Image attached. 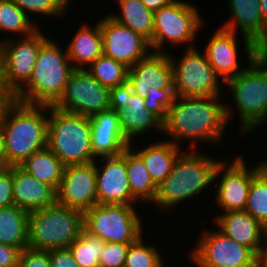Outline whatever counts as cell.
<instances>
[{
  "mask_svg": "<svg viewBox=\"0 0 267 267\" xmlns=\"http://www.w3.org/2000/svg\"><path fill=\"white\" fill-rule=\"evenodd\" d=\"M220 99L221 95L196 98L176 96L167 110L163 135L177 145L188 141L191 143L188 148L192 150L199 148V141L220 145L229 123L224 104L227 102Z\"/></svg>",
  "mask_w": 267,
  "mask_h": 267,
  "instance_id": "cell-1",
  "label": "cell"
},
{
  "mask_svg": "<svg viewBox=\"0 0 267 267\" xmlns=\"http://www.w3.org/2000/svg\"><path fill=\"white\" fill-rule=\"evenodd\" d=\"M49 105H29L7 98L0 106L5 167L20 166L47 147Z\"/></svg>",
  "mask_w": 267,
  "mask_h": 267,
  "instance_id": "cell-2",
  "label": "cell"
},
{
  "mask_svg": "<svg viewBox=\"0 0 267 267\" xmlns=\"http://www.w3.org/2000/svg\"><path fill=\"white\" fill-rule=\"evenodd\" d=\"M245 63L243 71L224 82L236 106L231 108L225 103L226 117L229 122L235 117L233 112L238 113L240 137L252 135L267 125V51H261L251 62Z\"/></svg>",
  "mask_w": 267,
  "mask_h": 267,
  "instance_id": "cell-3",
  "label": "cell"
},
{
  "mask_svg": "<svg viewBox=\"0 0 267 267\" xmlns=\"http://www.w3.org/2000/svg\"><path fill=\"white\" fill-rule=\"evenodd\" d=\"M219 162L220 158H212L202 150H183L174 162L170 174L157 186L153 202L155 208H160V212H171L179 204L195 199L205 190L207 192L210 185L214 184V172Z\"/></svg>",
  "mask_w": 267,
  "mask_h": 267,
  "instance_id": "cell-4",
  "label": "cell"
},
{
  "mask_svg": "<svg viewBox=\"0 0 267 267\" xmlns=\"http://www.w3.org/2000/svg\"><path fill=\"white\" fill-rule=\"evenodd\" d=\"M60 44L48 35L41 44L29 81L12 97L13 100L52 106L59 99L74 70L66 48L61 50Z\"/></svg>",
  "mask_w": 267,
  "mask_h": 267,
  "instance_id": "cell-5",
  "label": "cell"
},
{
  "mask_svg": "<svg viewBox=\"0 0 267 267\" xmlns=\"http://www.w3.org/2000/svg\"><path fill=\"white\" fill-rule=\"evenodd\" d=\"M128 83L132 91L145 100V106L162 123L176 97L173 67L168 53L152 52L129 68Z\"/></svg>",
  "mask_w": 267,
  "mask_h": 267,
  "instance_id": "cell-6",
  "label": "cell"
},
{
  "mask_svg": "<svg viewBox=\"0 0 267 267\" xmlns=\"http://www.w3.org/2000/svg\"><path fill=\"white\" fill-rule=\"evenodd\" d=\"M47 147L65 166L94 162L90 117L49 106Z\"/></svg>",
  "mask_w": 267,
  "mask_h": 267,
  "instance_id": "cell-7",
  "label": "cell"
},
{
  "mask_svg": "<svg viewBox=\"0 0 267 267\" xmlns=\"http://www.w3.org/2000/svg\"><path fill=\"white\" fill-rule=\"evenodd\" d=\"M84 229V212L58 204L30 211L28 247L50 250L69 247Z\"/></svg>",
  "mask_w": 267,
  "mask_h": 267,
  "instance_id": "cell-8",
  "label": "cell"
},
{
  "mask_svg": "<svg viewBox=\"0 0 267 267\" xmlns=\"http://www.w3.org/2000/svg\"><path fill=\"white\" fill-rule=\"evenodd\" d=\"M199 9L190 2L175 0L169 6L154 12L151 49L155 53H168L165 43L185 49L196 47L194 42L202 31L203 21ZM203 23V24H202ZM181 45V46H180ZM187 45V46H186ZM165 48V49H164Z\"/></svg>",
  "mask_w": 267,
  "mask_h": 267,
  "instance_id": "cell-9",
  "label": "cell"
},
{
  "mask_svg": "<svg viewBox=\"0 0 267 267\" xmlns=\"http://www.w3.org/2000/svg\"><path fill=\"white\" fill-rule=\"evenodd\" d=\"M137 211L135 204H96L84 212V229L104 242L132 244L146 230Z\"/></svg>",
  "mask_w": 267,
  "mask_h": 267,
  "instance_id": "cell-10",
  "label": "cell"
},
{
  "mask_svg": "<svg viewBox=\"0 0 267 267\" xmlns=\"http://www.w3.org/2000/svg\"><path fill=\"white\" fill-rule=\"evenodd\" d=\"M40 30L0 43V90L7 98H12L31 77L41 44L48 38Z\"/></svg>",
  "mask_w": 267,
  "mask_h": 267,
  "instance_id": "cell-11",
  "label": "cell"
},
{
  "mask_svg": "<svg viewBox=\"0 0 267 267\" xmlns=\"http://www.w3.org/2000/svg\"><path fill=\"white\" fill-rule=\"evenodd\" d=\"M197 48L184 50L179 58L171 51L168 53L173 67L175 95L191 98L222 95L224 81L209 64L204 52Z\"/></svg>",
  "mask_w": 267,
  "mask_h": 267,
  "instance_id": "cell-12",
  "label": "cell"
},
{
  "mask_svg": "<svg viewBox=\"0 0 267 267\" xmlns=\"http://www.w3.org/2000/svg\"><path fill=\"white\" fill-rule=\"evenodd\" d=\"M257 162L252 167L247 166L244 155L241 154L232 158L231 163L221 158L216 166L213 179L214 188L217 187L214 201L221 212L245 210L251 181L267 164V159Z\"/></svg>",
  "mask_w": 267,
  "mask_h": 267,
  "instance_id": "cell-13",
  "label": "cell"
},
{
  "mask_svg": "<svg viewBox=\"0 0 267 267\" xmlns=\"http://www.w3.org/2000/svg\"><path fill=\"white\" fill-rule=\"evenodd\" d=\"M200 229L189 259L198 267H255L256 254L216 229Z\"/></svg>",
  "mask_w": 267,
  "mask_h": 267,
  "instance_id": "cell-14",
  "label": "cell"
},
{
  "mask_svg": "<svg viewBox=\"0 0 267 267\" xmlns=\"http://www.w3.org/2000/svg\"><path fill=\"white\" fill-rule=\"evenodd\" d=\"M55 109L91 117L110 109V89L99 83L86 69H74Z\"/></svg>",
  "mask_w": 267,
  "mask_h": 267,
  "instance_id": "cell-15",
  "label": "cell"
},
{
  "mask_svg": "<svg viewBox=\"0 0 267 267\" xmlns=\"http://www.w3.org/2000/svg\"><path fill=\"white\" fill-rule=\"evenodd\" d=\"M110 109L117 111L121 129L129 144L138 146L135 139L137 141L141 136L145 137L151 130V133H163V123L149 112L145 100L132 91L128 81L110 89Z\"/></svg>",
  "mask_w": 267,
  "mask_h": 267,
  "instance_id": "cell-16",
  "label": "cell"
},
{
  "mask_svg": "<svg viewBox=\"0 0 267 267\" xmlns=\"http://www.w3.org/2000/svg\"><path fill=\"white\" fill-rule=\"evenodd\" d=\"M227 1L231 17L220 27L241 33L245 58L247 62H251L261 51H267V28L263 24L260 0ZM238 30L240 32H236Z\"/></svg>",
  "mask_w": 267,
  "mask_h": 267,
  "instance_id": "cell-17",
  "label": "cell"
},
{
  "mask_svg": "<svg viewBox=\"0 0 267 267\" xmlns=\"http://www.w3.org/2000/svg\"><path fill=\"white\" fill-rule=\"evenodd\" d=\"M95 21L100 24L105 56L130 68L153 52L147 39L129 27L117 23L108 14Z\"/></svg>",
  "mask_w": 267,
  "mask_h": 267,
  "instance_id": "cell-18",
  "label": "cell"
},
{
  "mask_svg": "<svg viewBox=\"0 0 267 267\" xmlns=\"http://www.w3.org/2000/svg\"><path fill=\"white\" fill-rule=\"evenodd\" d=\"M57 203L82 212L97 204L95 162L65 166Z\"/></svg>",
  "mask_w": 267,
  "mask_h": 267,
  "instance_id": "cell-19",
  "label": "cell"
},
{
  "mask_svg": "<svg viewBox=\"0 0 267 267\" xmlns=\"http://www.w3.org/2000/svg\"><path fill=\"white\" fill-rule=\"evenodd\" d=\"M96 160L97 204H137L130 192L125 150L121 155Z\"/></svg>",
  "mask_w": 267,
  "mask_h": 267,
  "instance_id": "cell-20",
  "label": "cell"
},
{
  "mask_svg": "<svg viewBox=\"0 0 267 267\" xmlns=\"http://www.w3.org/2000/svg\"><path fill=\"white\" fill-rule=\"evenodd\" d=\"M217 212L212 218L213 225L256 254L267 239V229L245 210Z\"/></svg>",
  "mask_w": 267,
  "mask_h": 267,
  "instance_id": "cell-21",
  "label": "cell"
},
{
  "mask_svg": "<svg viewBox=\"0 0 267 267\" xmlns=\"http://www.w3.org/2000/svg\"><path fill=\"white\" fill-rule=\"evenodd\" d=\"M93 156L121 155L130 146L120 126L117 111L108 109L90 117Z\"/></svg>",
  "mask_w": 267,
  "mask_h": 267,
  "instance_id": "cell-22",
  "label": "cell"
},
{
  "mask_svg": "<svg viewBox=\"0 0 267 267\" xmlns=\"http://www.w3.org/2000/svg\"><path fill=\"white\" fill-rule=\"evenodd\" d=\"M236 35L235 32L218 27L204 46L203 52L209 64L224 82L245 69L239 63L240 45Z\"/></svg>",
  "mask_w": 267,
  "mask_h": 267,
  "instance_id": "cell-23",
  "label": "cell"
},
{
  "mask_svg": "<svg viewBox=\"0 0 267 267\" xmlns=\"http://www.w3.org/2000/svg\"><path fill=\"white\" fill-rule=\"evenodd\" d=\"M14 205L30 212L54 205L56 190L27 173L20 166H13Z\"/></svg>",
  "mask_w": 267,
  "mask_h": 267,
  "instance_id": "cell-24",
  "label": "cell"
},
{
  "mask_svg": "<svg viewBox=\"0 0 267 267\" xmlns=\"http://www.w3.org/2000/svg\"><path fill=\"white\" fill-rule=\"evenodd\" d=\"M140 145L139 149L130 143V147L141 157L151 179L157 186L170 174L177 157L186 149L167 139L147 143L144 147Z\"/></svg>",
  "mask_w": 267,
  "mask_h": 267,
  "instance_id": "cell-25",
  "label": "cell"
},
{
  "mask_svg": "<svg viewBox=\"0 0 267 267\" xmlns=\"http://www.w3.org/2000/svg\"><path fill=\"white\" fill-rule=\"evenodd\" d=\"M90 26L88 22L81 23L76 33L66 46L67 55L74 69H87L103 54L100 24L95 21Z\"/></svg>",
  "mask_w": 267,
  "mask_h": 267,
  "instance_id": "cell-26",
  "label": "cell"
},
{
  "mask_svg": "<svg viewBox=\"0 0 267 267\" xmlns=\"http://www.w3.org/2000/svg\"><path fill=\"white\" fill-rule=\"evenodd\" d=\"M125 164L131 196L138 203H149L153 207L157 185L151 179L141 157L130 146L125 149Z\"/></svg>",
  "mask_w": 267,
  "mask_h": 267,
  "instance_id": "cell-27",
  "label": "cell"
},
{
  "mask_svg": "<svg viewBox=\"0 0 267 267\" xmlns=\"http://www.w3.org/2000/svg\"><path fill=\"white\" fill-rule=\"evenodd\" d=\"M119 5V15L110 11L108 15L117 23L129 27L152 44L154 12L141 0H114Z\"/></svg>",
  "mask_w": 267,
  "mask_h": 267,
  "instance_id": "cell-28",
  "label": "cell"
},
{
  "mask_svg": "<svg viewBox=\"0 0 267 267\" xmlns=\"http://www.w3.org/2000/svg\"><path fill=\"white\" fill-rule=\"evenodd\" d=\"M20 167L37 180L52 186L57 191L65 165L48 147H45L34 152Z\"/></svg>",
  "mask_w": 267,
  "mask_h": 267,
  "instance_id": "cell-29",
  "label": "cell"
},
{
  "mask_svg": "<svg viewBox=\"0 0 267 267\" xmlns=\"http://www.w3.org/2000/svg\"><path fill=\"white\" fill-rule=\"evenodd\" d=\"M29 212L16 205L0 208V243L18 247H28Z\"/></svg>",
  "mask_w": 267,
  "mask_h": 267,
  "instance_id": "cell-30",
  "label": "cell"
},
{
  "mask_svg": "<svg viewBox=\"0 0 267 267\" xmlns=\"http://www.w3.org/2000/svg\"><path fill=\"white\" fill-rule=\"evenodd\" d=\"M39 25L38 22L30 19L13 0H0V32L11 35H8L10 38L7 34L6 38L5 36L0 38V43L15 36L16 38L29 36L40 28Z\"/></svg>",
  "mask_w": 267,
  "mask_h": 267,
  "instance_id": "cell-31",
  "label": "cell"
},
{
  "mask_svg": "<svg viewBox=\"0 0 267 267\" xmlns=\"http://www.w3.org/2000/svg\"><path fill=\"white\" fill-rule=\"evenodd\" d=\"M86 70L109 89L127 82L129 73L126 65L104 54L100 55Z\"/></svg>",
  "mask_w": 267,
  "mask_h": 267,
  "instance_id": "cell-32",
  "label": "cell"
},
{
  "mask_svg": "<svg viewBox=\"0 0 267 267\" xmlns=\"http://www.w3.org/2000/svg\"><path fill=\"white\" fill-rule=\"evenodd\" d=\"M245 211L267 229V164L251 181Z\"/></svg>",
  "mask_w": 267,
  "mask_h": 267,
  "instance_id": "cell-33",
  "label": "cell"
},
{
  "mask_svg": "<svg viewBox=\"0 0 267 267\" xmlns=\"http://www.w3.org/2000/svg\"><path fill=\"white\" fill-rule=\"evenodd\" d=\"M105 242L85 229L68 247L79 267H99V258Z\"/></svg>",
  "mask_w": 267,
  "mask_h": 267,
  "instance_id": "cell-34",
  "label": "cell"
},
{
  "mask_svg": "<svg viewBox=\"0 0 267 267\" xmlns=\"http://www.w3.org/2000/svg\"><path fill=\"white\" fill-rule=\"evenodd\" d=\"M145 236L142 235L136 242L130 244L124 267H167L162 252L152 242L146 244Z\"/></svg>",
  "mask_w": 267,
  "mask_h": 267,
  "instance_id": "cell-35",
  "label": "cell"
},
{
  "mask_svg": "<svg viewBox=\"0 0 267 267\" xmlns=\"http://www.w3.org/2000/svg\"><path fill=\"white\" fill-rule=\"evenodd\" d=\"M13 2L32 20L33 15L64 18L69 10L65 0H13Z\"/></svg>",
  "mask_w": 267,
  "mask_h": 267,
  "instance_id": "cell-36",
  "label": "cell"
},
{
  "mask_svg": "<svg viewBox=\"0 0 267 267\" xmlns=\"http://www.w3.org/2000/svg\"><path fill=\"white\" fill-rule=\"evenodd\" d=\"M130 244L105 242L99 258V267H124Z\"/></svg>",
  "mask_w": 267,
  "mask_h": 267,
  "instance_id": "cell-37",
  "label": "cell"
},
{
  "mask_svg": "<svg viewBox=\"0 0 267 267\" xmlns=\"http://www.w3.org/2000/svg\"><path fill=\"white\" fill-rule=\"evenodd\" d=\"M18 267H51L48 250L24 248L20 253Z\"/></svg>",
  "mask_w": 267,
  "mask_h": 267,
  "instance_id": "cell-38",
  "label": "cell"
},
{
  "mask_svg": "<svg viewBox=\"0 0 267 267\" xmlns=\"http://www.w3.org/2000/svg\"><path fill=\"white\" fill-rule=\"evenodd\" d=\"M13 166L0 167V208L14 205Z\"/></svg>",
  "mask_w": 267,
  "mask_h": 267,
  "instance_id": "cell-39",
  "label": "cell"
},
{
  "mask_svg": "<svg viewBox=\"0 0 267 267\" xmlns=\"http://www.w3.org/2000/svg\"><path fill=\"white\" fill-rule=\"evenodd\" d=\"M48 252L51 267H79L68 247L50 249Z\"/></svg>",
  "mask_w": 267,
  "mask_h": 267,
  "instance_id": "cell-40",
  "label": "cell"
},
{
  "mask_svg": "<svg viewBox=\"0 0 267 267\" xmlns=\"http://www.w3.org/2000/svg\"><path fill=\"white\" fill-rule=\"evenodd\" d=\"M21 249L0 243V267H18Z\"/></svg>",
  "mask_w": 267,
  "mask_h": 267,
  "instance_id": "cell-41",
  "label": "cell"
},
{
  "mask_svg": "<svg viewBox=\"0 0 267 267\" xmlns=\"http://www.w3.org/2000/svg\"><path fill=\"white\" fill-rule=\"evenodd\" d=\"M255 267H267V239L256 253Z\"/></svg>",
  "mask_w": 267,
  "mask_h": 267,
  "instance_id": "cell-42",
  "label": "cell"
},
{
  "mask_svg": "<svg viewBox=\"0 0 267 267\" xmlns=\"http://www.w3.org/2000/svg\"><path fill=\"white\" fill-rule=\"evenodd\" d=\"M141 1L149 10L155 12L160 8L169 6L175 0H141Z\"/></svg>",
  "mask_w": 267,
  "mask_h": 267,
  "instance_id": "cell-43",
  "label": "cell"
},
{
  "mask_svg": "<svg viewBox=\"0 0 267 267\" xmlns=\"http://www.w3.org/2000/svg\"><path fill=\"white\" fill-rule=\"evenodd\" d=\"M0 167H5L4 136L0 126Z\"/></svg>",
  "mask_w": 267,
  "mask_h": 267,
  "instance_id": "cell-44",
  "label": "cell"
},
{
  "mask_svg": "<svg viewBox=\"0 0 267 267\" xmlns=\"http://www.w3.org/2000/svg\"><path fill=\"white\" fill-rule=\"evenodd\" d=\"M260 10L262 14L263 24L267 28V0H260Z\"/></svg>",
  "mask_w": 267,
  "mask_h": 267,
  "instance_id": "cell-45",
  "label": "cell"
},
{
  "mask_svg": "<svg viewBox=\"0 0 267 267\" xmlns=\"http://www.w3.org/2000/svg\"><path fill=\"white\" fill-rule=\"evenodd\" d=\"M7 99V97L0 90V106Z\"/></svg>",
  "mask_w": 267,
  "mask_h": 267,
  "instance_id": "cell-46",
  "label": "cell"
},
{
  "mask_svg": "<svg viewBox=\"0 0 267 267\" xmlns=\"http://www.w3.org/2000/svg\"><path fill=\"white\" fill-rule=\"evenodd\" d=\"M65 1L68 3V5H70L71 1L73 2L74 0H65Z\"/></svg>",
  "mask_w": 267,
  "mask_h": 267,
  "instance_id": "cell-47",
  "label": "cell"
}]
</instances>
